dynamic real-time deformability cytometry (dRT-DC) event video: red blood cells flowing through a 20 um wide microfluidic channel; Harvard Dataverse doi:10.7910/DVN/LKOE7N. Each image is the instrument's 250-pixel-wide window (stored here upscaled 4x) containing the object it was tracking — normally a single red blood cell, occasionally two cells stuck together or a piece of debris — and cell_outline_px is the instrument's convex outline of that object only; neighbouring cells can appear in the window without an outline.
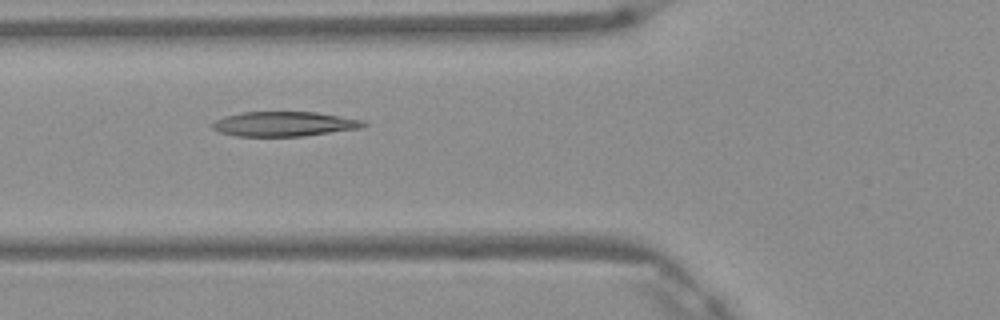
{"species": "Egyptian fruit bat (a non-hibernating species)", "species_latin": "Rousettus aegyptiacus", "temperature_condition": "warm", "stored_images_in_passage": 6, "camera_frame_rate_fps": 3000, "um_per_image_px": 0.085, "frame": {"image": 1, "passage_image": 5, "time_ms": 1.333, "image_size_px": [1000, 320], "cell_outline_px": [[368, 124], [364, 128], [304, 136], [236, 136], [220, 132], [212, 128], [212, 124], [216, 120], [224, 116], [240, 112], [316, 112], [364, 120]], "centroid_in_image_um": [24.2, 10.54], "position_along_channel_um": 101.6, "area_um2": 21.91}}
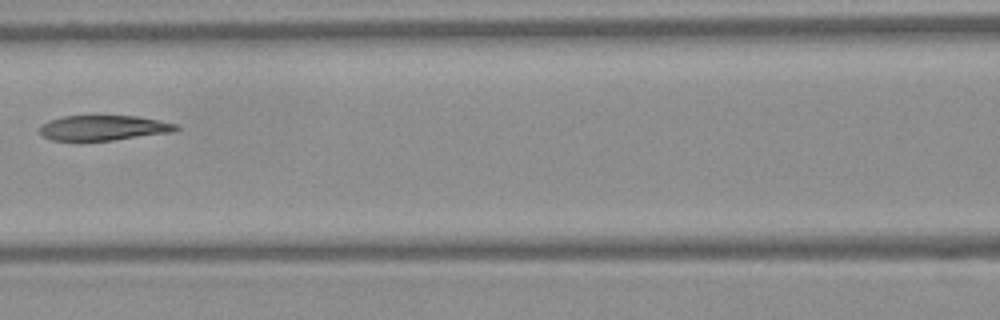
{"frame": {"image": 2, "passage_image": 6, "time_ms": 1.667, "image_size_px": [1000, 320], "cell_outline_px": [[180, 128], [176, 132], [112, 140], [52, 140], [44, 136], [40, 132], [40, 124], [64, 116], [136, 116], [176, 124]], "centroid_in_image_um": [8.83, 10.87], "position_along_channel_um": 157.8, "area_um2": 19.71}}